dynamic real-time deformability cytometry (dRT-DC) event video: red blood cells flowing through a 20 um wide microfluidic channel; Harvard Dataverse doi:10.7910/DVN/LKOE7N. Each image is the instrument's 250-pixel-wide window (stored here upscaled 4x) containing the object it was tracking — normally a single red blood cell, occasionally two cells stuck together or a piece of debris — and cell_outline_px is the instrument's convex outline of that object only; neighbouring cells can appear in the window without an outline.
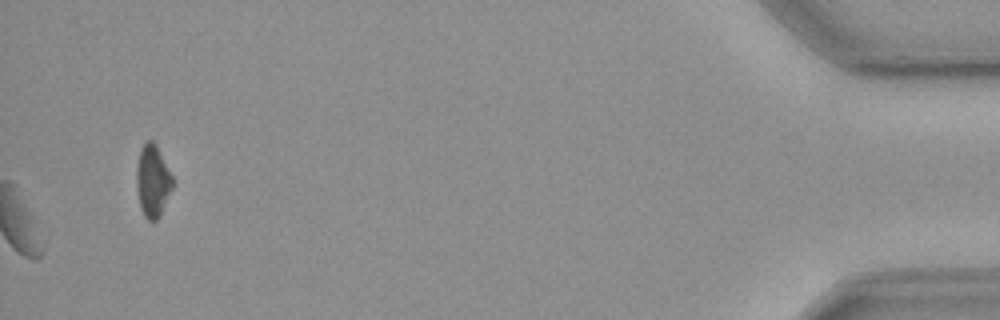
{"species": "common noctule bat (a hibernating species)", "species_latin": "Nyctalus noctula", "temperature_condition": "cold", "stored_images_in_passage": 54, "camera_frame_rate_fps": 3000, "um_per_image_px": 0.085, "animal": {"sex": "male", "body_mass_g": 23.1, "forearm_length_mm": 52.7}, "frame": {"image": 1, "passage_image": 54, "time_ms": 17.667, "image_size_px": [1000, 320], "cell_outline_px": [[172, 188], [160, 216], [156, 220], [148, 220], [144, 216], [140, 208], [136, 184], [136, 168], [140, 148], [148, 140], [152, 140], [156, 144], [172, 176]], "centroid_in_image_um": [12.96, 15.38], "position_along_channel_um": 422.2, "area_um2": 15.09}, "authors_computed_cell_mechanics": {"area_um2": 19.5653, "velocity_mm_per_s": 3.5659, "shape_relaxation_time_tau1_ms": 4.3001, "shape_relaxation_time_tau2_ms": 4.5148, "deformation_change_tau1": 0.1152, "deformation_change_tau2": 0.0816}}